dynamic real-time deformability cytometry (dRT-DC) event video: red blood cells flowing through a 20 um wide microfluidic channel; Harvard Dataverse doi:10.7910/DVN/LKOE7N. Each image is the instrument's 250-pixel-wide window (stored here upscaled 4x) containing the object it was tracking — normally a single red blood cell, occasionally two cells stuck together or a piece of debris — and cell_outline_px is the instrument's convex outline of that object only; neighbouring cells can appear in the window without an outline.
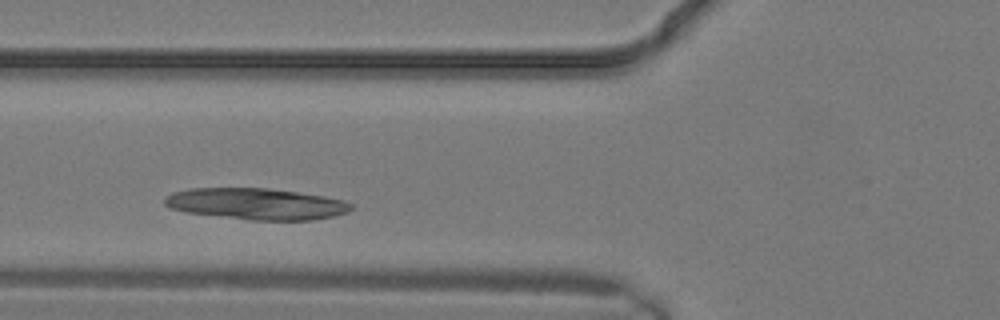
{"species": "common noctule bat (a hibernating species)", "species_latin": "Nyctalus noctula", "temperature_condition": "warm", "stored_images_in_passage": 6, "camera_frame_rate_fps": 3000, "um_per_image_px": 0.085, "animal": {"sex": "male", "body_mass_g": 19.2, "forearm_length_mm": 51.8}, "frame": {"image": 1, "passage_image": 3, "time_ms": 0.667, "image_size_px": [1000, 320], "cell_outline_px": [[352, 208], [348, 212], [332, 216], [312, 220], [252, 220], [184, 212], [168, 208], [164, 204], [164, 196], [172, 192], [188, 188], [268, 188], [324, 196], [344, 200], [352, 204]], "centroid_in_image_um": [21.73, 17.32], "position_along_channel_um": 104.1, "area_um2": 34.22}}
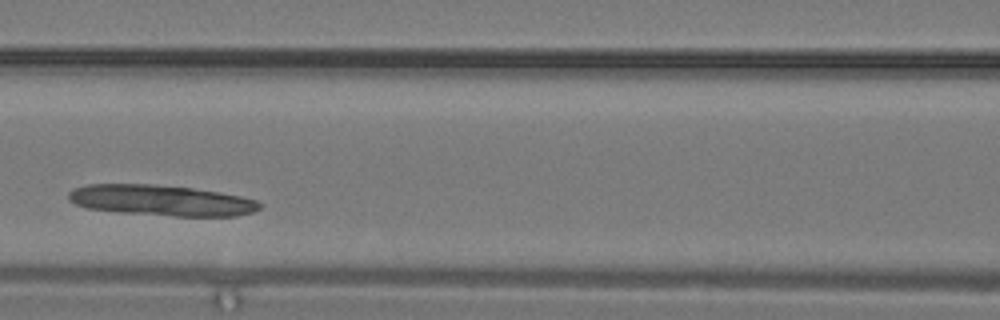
{"frame": {"image": 2, "passage_image": 5, "time_ms": 1.333, "image_size_px": [1000, 320], "cell_outline_px": [[264, 204], [256, 212], [236, 216], [176, 216], [116, 212], [88, 208], [76, 204], [68, 200], [68, 192], [72, 188], [88, 184], [152, 184], [192, 188], [220, 192], [240, 196], [256, 200]], "centroid_in_image_um": [13.72, 17.03], "position_along_channel_um": 152.9, "area_um2": 34.51}}